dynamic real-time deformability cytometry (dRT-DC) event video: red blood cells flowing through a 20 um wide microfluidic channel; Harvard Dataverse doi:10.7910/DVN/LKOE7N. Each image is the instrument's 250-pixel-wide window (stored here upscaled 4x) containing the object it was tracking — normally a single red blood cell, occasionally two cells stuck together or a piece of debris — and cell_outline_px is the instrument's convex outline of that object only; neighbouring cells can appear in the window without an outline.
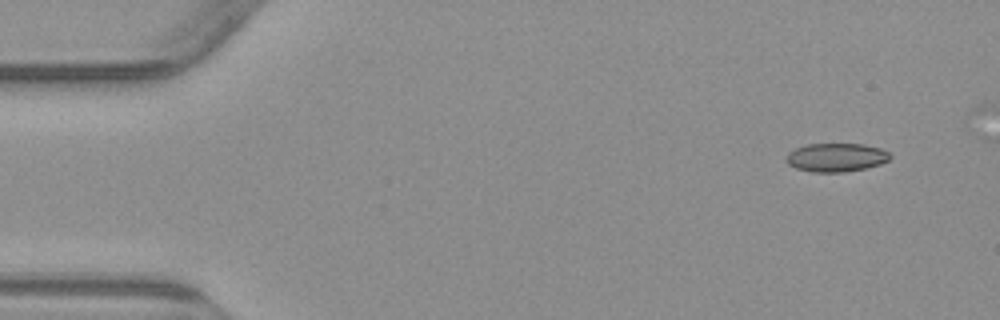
{"species": "common noctule bat (a hibernating species)", "species_latin": "Nyctalus noctula", "temperature_condition": "warm", "stored_images_in_passage": 5, "camera_frame_rate_fps": 3000, "um_per_image_px": 0.085, "animal": {"sex": "male", "body_mass_g": 23.1, "forearm_length_mm": 52.7}, "frame": {"image": 1, "passage_image": 1, "time_ms": 0.0, "image_size_px": [1000, 320], "cell_outline_px": [[892, 156], [888, 160], [880, 164], [864, 168], [844, 172], [812, 172], [796, 168], [788, 164], [784, 160], [788, 152], [796, 148], [808, 144], [864, 144], [880, 148], [888, 152]], "centroid_in_image_um": [71.05, 13.38], "position_along_channel_um": 14.0, "area_um2": 17.28}}
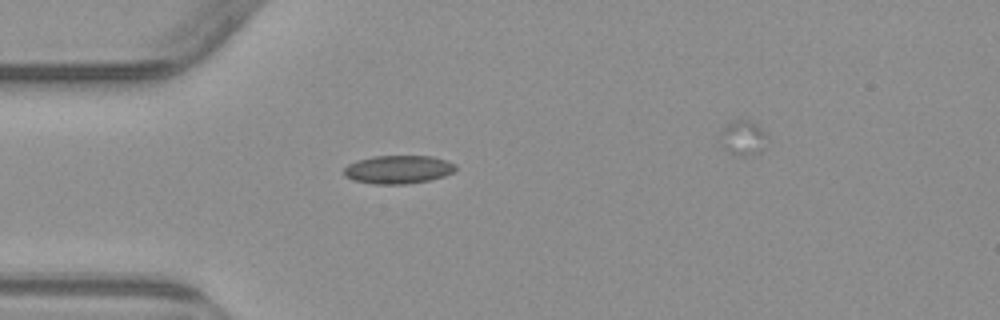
{"frame": {"image": 2, "passage_image": 4, "time_ms": 3.667, "image_size_px": [1000, 320], "cell_outline_px": [[456, 168], [452, 172], [444, 176], [428, 180], [408, 184], [376, 184], [352, 180], [344, 176], [344, 168], [348, 164], [356, 160], [372, 156], [432, 156], [448, 160], [456, 164]], "centroid_in_image_um": [33.83, 14.4], "position_along_channel_um": 51.2, "area_um2": 18.55}}